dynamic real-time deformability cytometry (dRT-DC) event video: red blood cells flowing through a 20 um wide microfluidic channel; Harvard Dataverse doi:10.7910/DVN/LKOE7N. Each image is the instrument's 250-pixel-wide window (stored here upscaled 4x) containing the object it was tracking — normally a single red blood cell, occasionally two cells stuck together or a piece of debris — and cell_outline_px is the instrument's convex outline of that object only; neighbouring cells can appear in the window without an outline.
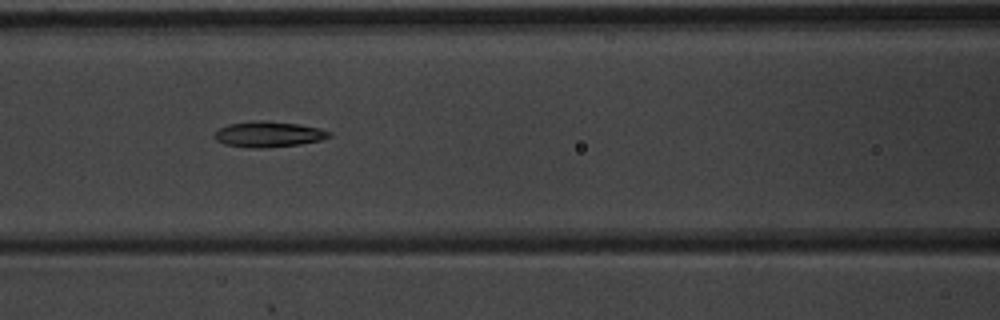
{"species": "common noctule bat (a hibernating species)", "species_latin": "Nyctalus noctula", "temperature_condition": "warm", "stored_images_in_passage": 10, "camera_frame_rate_fps": 3000, "um_per_image_px": 0.085, "animal": {"sex": "male", "body_mass_g": 20.1, "forearm_length_mm": 53.5}, "frame": {"image": 1, "passage_image": 6, "time_ms": 1.667, "image_size_px": [1000, 320], "cell_outline_px": [[332, 136], [320, 140], [300, 144], [264, 148], [252, 148], [224, 144], [216, 140], [212, 136], [220, 128], [228, 124], [260, 120], [264, 120], [296, 124], [320, 128], [332, 132]], "centroid_in_image_um": [22.82, 11.41], "position_along_channel_um": 143.8, "area_um2": 17.11}}
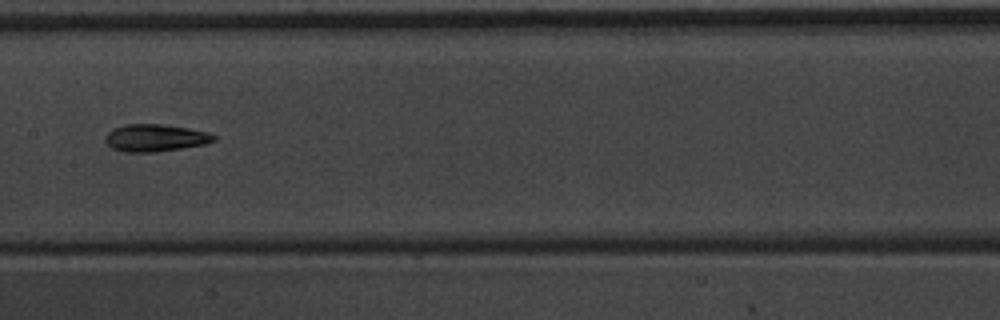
{"frame": {"image": 2, "passage_image": 7, "time_ms": 2.0, "image_size_px": [1000, 320], "cell_outline_px": [[216, 140], [204, 144], [156, 152], [124, 152], [112, 148], [104, 140], [104, 136], [112, 128], [124, 124], [164, 124], [188, 128], [208, 132], [216, 136]], "centroid_in_image_um": [13.16, 11.71], "position_along_channel_um": 194.2, "area_um2": 17.34}}
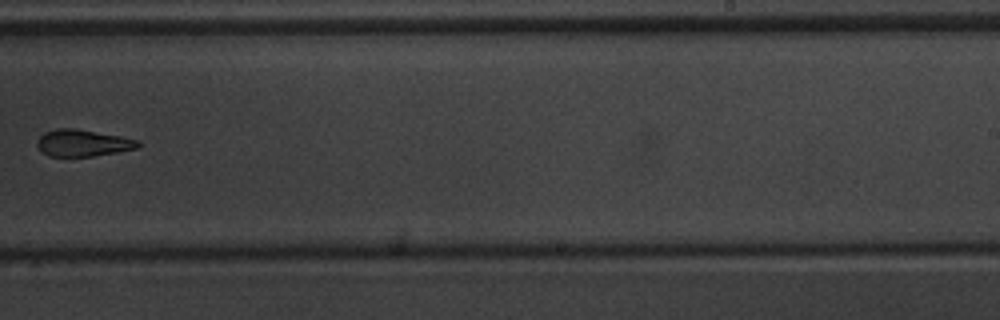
{"frame": {"image": 3, "passage_image": 9, "time_ms": 2.667, "image_size_px": [1000, 320], "cell_outline_px": [[144, 144], [136, 148], [116, 152], [92, 156], [48, 156], [40, 152], [36, 144], [36, 140], [44, 132], [56, 128], [76, 128], [120, 136], [140, 140]], "centroid_in_image_um": [7.02, 12.15], "position_along_channel_um": 282.0, "area_um2": 15.95}}